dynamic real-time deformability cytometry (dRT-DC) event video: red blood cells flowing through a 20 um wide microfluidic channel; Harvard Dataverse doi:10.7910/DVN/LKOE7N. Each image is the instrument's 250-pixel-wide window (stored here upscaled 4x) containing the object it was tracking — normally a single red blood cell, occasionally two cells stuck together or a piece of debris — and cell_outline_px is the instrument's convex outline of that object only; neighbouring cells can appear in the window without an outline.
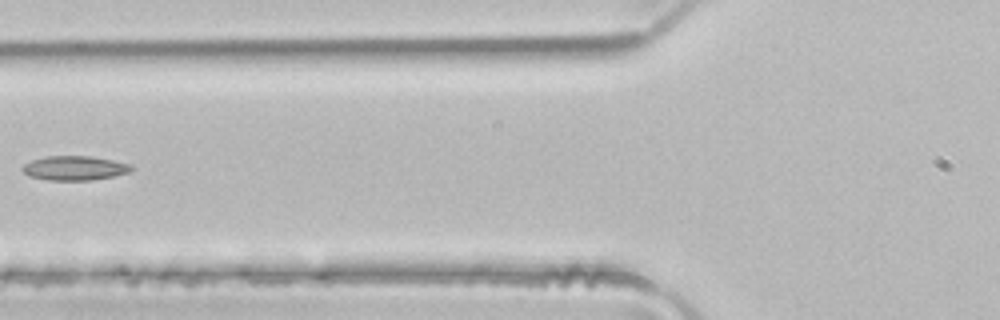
{"species": "common noctule bat (a hibernating species)", "species_latin": "Nyctalus noctula", "temperature_condition": "room temperature", "stored_images_in_passage": 6, "camera_frame_rate_fps": 3000, "um_per_image_px": 0.085, "animal": {"sex": "male", "body_mass_g": 21.5, "forearm_length_mm": 52.0}, "frame": {"image": 1, "passage_image": 5, "time_ms": 1.333, "image_size_px": [1000, 320], "cell_outline_px": [[136, 168], [128, 172], [112, 176], [92, 180], [48, 180], [28, 176], [20, 168], [24, 164], [32, 160], [44, 156], [92, 156], [132, 164]], "centroid_in_image_um": [6.34, 14.28], "position_along_channel_um": 119.5, "area_um2": 15.55}}
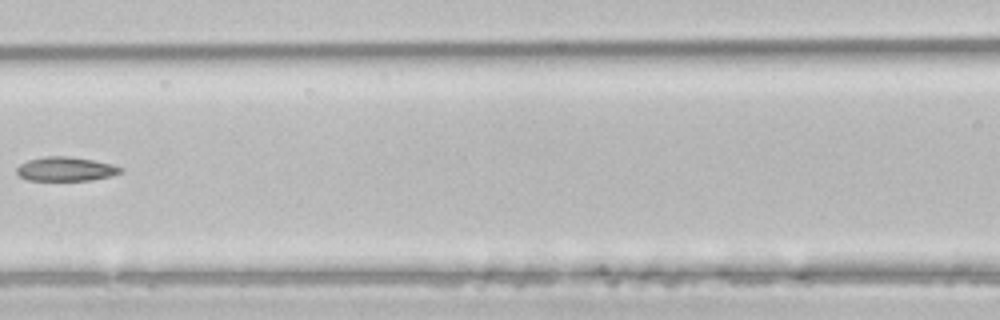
{"frame": {"image": 2, "passage_image": 6, "time_ms": 1.667, "image_size_px": [1000, 320], "cell_outline_px": [[124, 172], [108, 176], [88, 180], [28, 180], [20, 176], [16, 172], [16, 168], [20, 164], [28, 160], [48, 156], [68, 156], [92, 160], [112, 164], [124, 168]], "centroid_in_image_um": [5.59, 14.36], "position_along_channel_um": 161.0, "area_um2": 14.45}}